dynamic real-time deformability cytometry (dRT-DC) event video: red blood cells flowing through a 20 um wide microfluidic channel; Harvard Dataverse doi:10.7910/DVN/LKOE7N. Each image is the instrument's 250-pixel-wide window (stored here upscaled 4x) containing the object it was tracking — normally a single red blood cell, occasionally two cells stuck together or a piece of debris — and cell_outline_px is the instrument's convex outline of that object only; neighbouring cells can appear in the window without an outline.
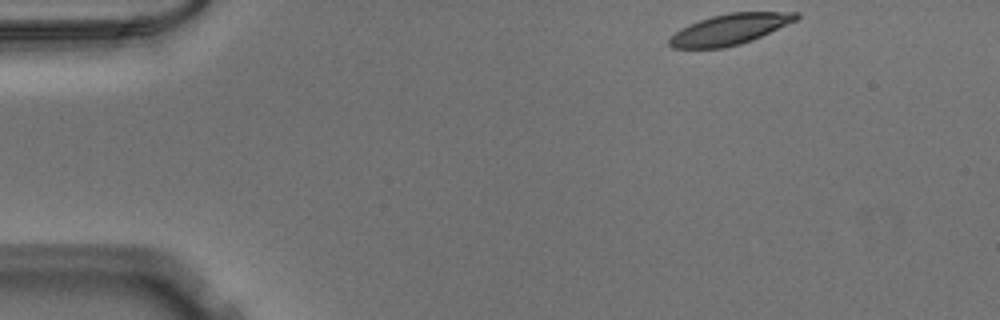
{"species": "Egyptian fruit bat (a non-hibernating species)", "species_latin": "Rousettus aegyptiacus", "temperature_condition": "warm", "stored_images_in_passage": 46, "camera_frame_rate_fps": 3000, "um_per_image_px": 0.085, "animal": {"sex": "male"}, "frame": {"image": 1, "passage_image": 1, "time_ms": 0.0, "image_size_px": [1000, 320], "cell_outline_px": [[800, 16], [796, 20], [752, 40], [740, 44], [724, 48], [672, 48], [668, 44], [668, 40], [676, 32], [700, 20], [712, 16], [728, 12], [800, 12]], "centroid_in_image_um": [62.05, 2.49], "position_along_channel_um": 23.0, "area_um2": 22.37}}
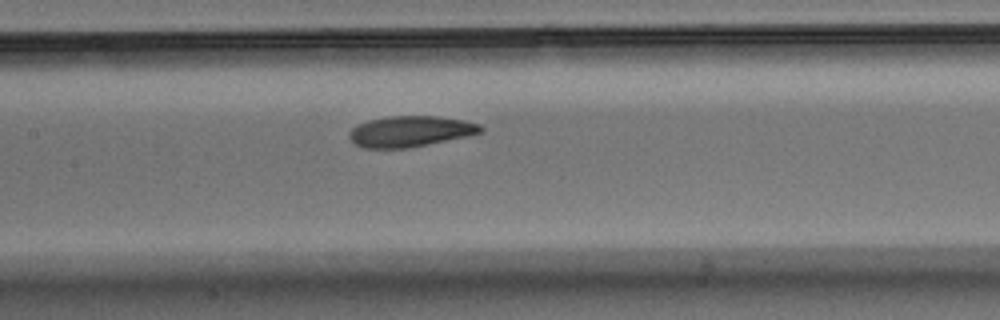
{"frame": {"image": 2, "passage_image": 19, "time_ms": 6.0, "image_size_px": [1000, 320], "cell_outline_px": [[484, 132], [468, 136], [408, 148], [364, 148], [356, 144], [348, 136], [348, 132], [356, 124], [368, 120], [388, 116], [436, 116], [464, 120], [480, 124], [484, 128]], "centroid_in_image_um": [34.88, 11.16], "position_along_channel_um": 172.5, "area_um2": 23.76}}
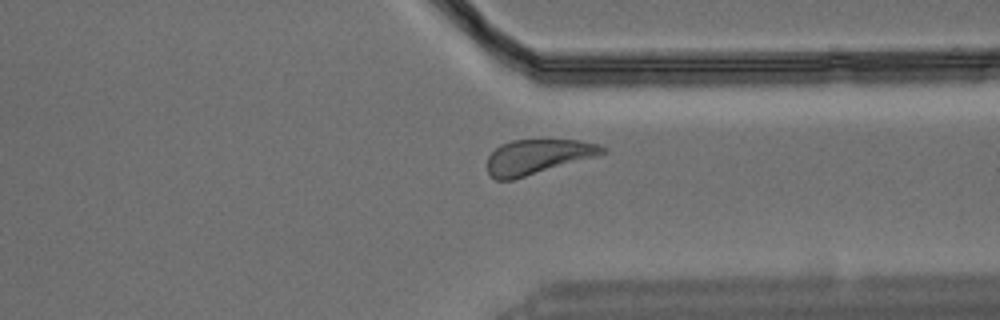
{"frame": {"image": 3, "passage_image": 34, "time_ms": 11.0, "image_size_px": [1000, 320], "cell_outline_px": [[608, 152], [596, 156], [512, 180], [496, 180], [488, 172], [488, 156], [500, 144], [512, 140], [576, 140], [600, 144], [608, 148]], "centroid_in_image_um": [45.72, 13.31], "position_along_channel_um": 365.7, "area_um2": 23.18}}